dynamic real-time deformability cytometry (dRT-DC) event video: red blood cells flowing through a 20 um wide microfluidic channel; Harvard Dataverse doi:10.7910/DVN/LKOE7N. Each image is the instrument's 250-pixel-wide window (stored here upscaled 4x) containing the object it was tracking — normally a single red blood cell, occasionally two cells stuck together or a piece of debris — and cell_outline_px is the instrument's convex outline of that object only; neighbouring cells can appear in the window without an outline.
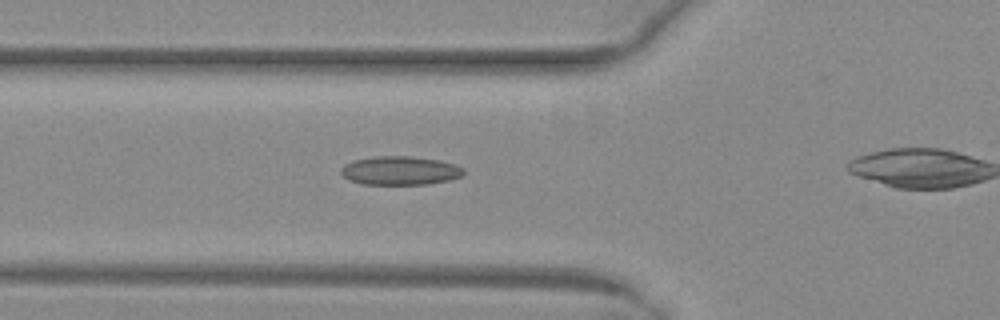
{"species": "common noctule bat (a hibernating species)", "species_latin": "Nyctalus noctula", "temperature_condition": "warm", "stored_images_in_passage": 38, "camera_frame_rate_fps": 3000, "um_per_image_px": 0.085, "animal": {"sex": "female", "body_mass_g": 29.2, "forearm_length_mm": 56.3}, "frame": {"image": 1, "passage_image": 15, "time_ms": 4.667, "image_size_px": [1000, 320], "cell_outline_px": [[464, 172], [460, 176], [448, 180], [428, 184], [364, 184], [348, 180], [340, 172], [340, 168], [344, 164], [352, 160], [376, 156], [408, 156], [440, 160], [464, 168]], "centroid_in_image_um": [33.96, 14.49], "position_along_channel_um": 91.8, "area_um2": 20.46}}
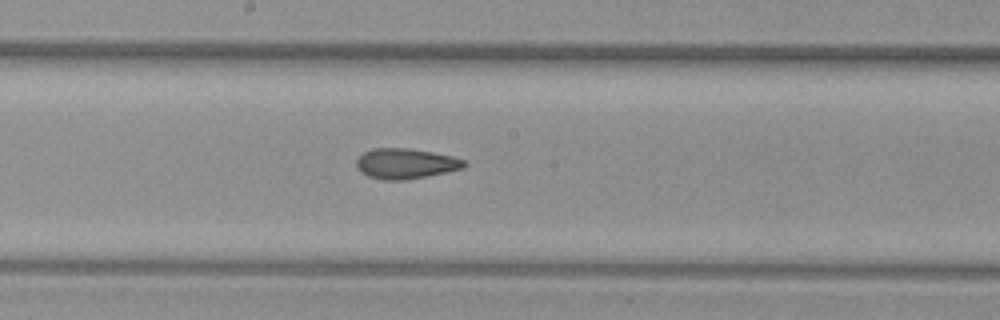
{"frame": {"image": 2, "passage_image": 24, "time_ms": 7.667, "image_size_px": [1000, 320], "cell_outline_px": [[468, 164], [464, 168], [408, 180], [380, 180], [368, 176], [360, 172], [356, 168], [356, 160], [364, 152], [372, 148], [412, 148], [452, 156], [464, 160]], "centroid_in_image_um": [34.46, 13.91], "position_along_channel_um": 213.7, "area_um2": 19.25}}
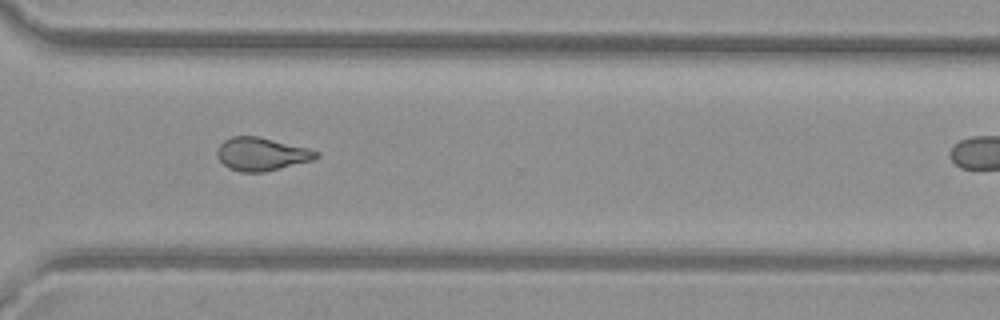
{"frame": {"image": 3, "passage_image": 34, "time_ms": 11.0, "image_size_px": [1000, 320], "cell_outline_px": [[320, 156], [312, 160], [264, 172], [240, 172], [228, 168], [220, 160], [216, 152], [216, 148], [224, 140], [232, 136], [256, 136], [308, 148], [320, 152]], "centroid_in_image_um": [22.21, 13.1], "position_along_channel_um": 348.4, "area_um2": 19.02}}